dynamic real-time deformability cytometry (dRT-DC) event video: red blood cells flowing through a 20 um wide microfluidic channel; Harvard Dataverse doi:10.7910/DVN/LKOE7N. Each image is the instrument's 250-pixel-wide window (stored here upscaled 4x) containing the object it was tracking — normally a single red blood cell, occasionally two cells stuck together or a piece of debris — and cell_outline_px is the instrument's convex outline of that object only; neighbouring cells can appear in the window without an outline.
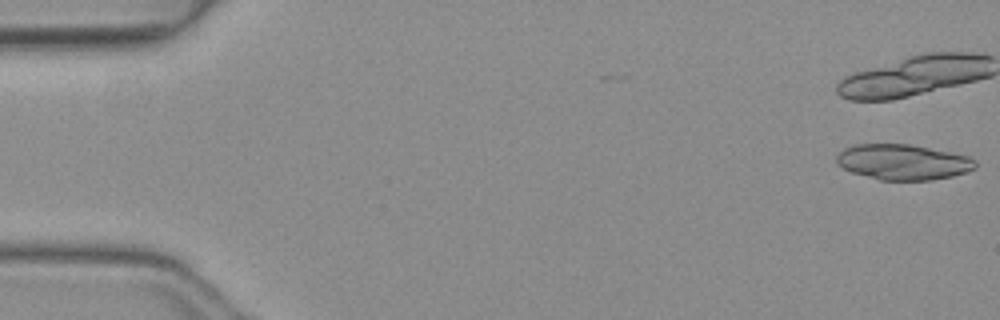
{"species": "common noctule bat (a hibernating species)", "species_latin": "Nyctalus noctula", "temperature_condition": "warm", "stored_images_in_passage": 17, "camera_frame_rate_fps": 3000, "um_per_image_px": 0.085, "animal": {"sex": "female", "body_mass_g": 19.3, "forearm_length_mm": 54.1}, "frame": {"image": 1, "passage_image": 1, "time_ms": 0.0, "image_size_px": [1000, 320], "cell_outline_px": [[976, 168], [968, 172], [952, 176], [928, 180], [880, 180], [852, 172], [836, 164], [836, 156], [844, 148], [856, 144], [908, 144], [968, 156], [976, 160]], "centroid_in_image_um": [76.75, 13.78], "position_along_channel_um": 8.3, "area_um2": 28.55}}